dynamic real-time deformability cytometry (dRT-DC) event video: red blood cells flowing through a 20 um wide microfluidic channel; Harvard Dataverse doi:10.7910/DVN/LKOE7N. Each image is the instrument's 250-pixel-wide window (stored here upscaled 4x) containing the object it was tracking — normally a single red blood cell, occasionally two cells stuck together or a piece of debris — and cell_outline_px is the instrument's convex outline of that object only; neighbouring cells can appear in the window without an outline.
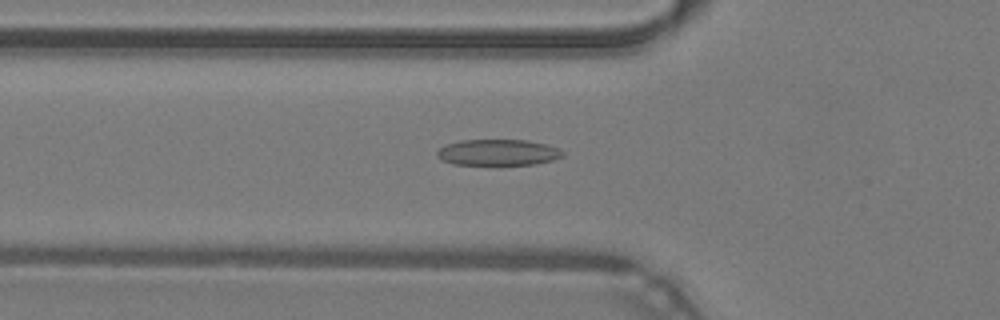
{"species": "common noctule bat (a hibernating species)", "species_latin": "Nyctalus noctula", "temperature_condition": "warm", "stored_images_in_passage": 31, "camera_frame_rate_fps": 3000, "um_per_image_px": 0.085, "animal": {"sex": "male", "body_mass_g": 19.2, "forearm_length_mm": 51.8}, "frame": {"image": 1, "passage_image": 3, "time_ms": 0.667, "image_size_px": [1000, 320], "cell_outline_px": [[564, 156], [552, 160], [536, 164], [452, 164], [436, 156], [436, 152], [444, 144], [460, 140], [524, 140], [544, 144], [560, 148], [564, 152]], "centroid_in_image_um": [42.32, 12.95], "position_along_channel_um": 83.5, "area_um2": 19.02}}
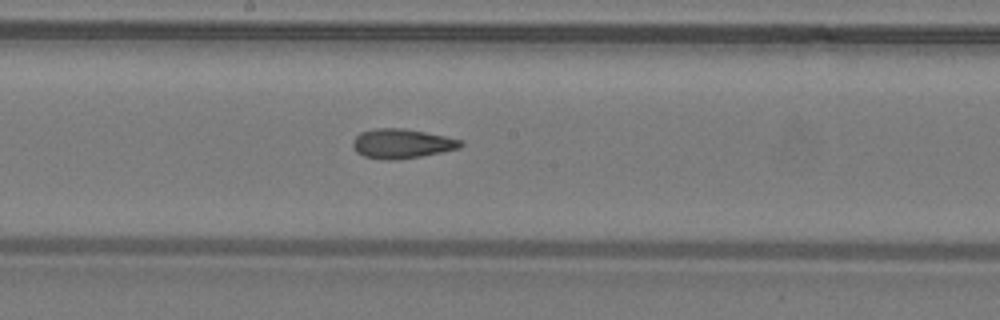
{"frame": {"image": 2, "passage_image": 12, "time_ms": 3.667, "image_size_px": [1000, 320], "cell_outline_px": [[464, 144], [460, 148], [420, 156], [396, 160], [384, 160], [364, 156], [356, 152], [352, 148], [352, 140], [360, 132], [376, 128], [404, 128], [464, 140]], "centroid_in_image_um": [34.13, 12.21], "position_along_channel_um": 214.1, "area_um2": 18.61}}
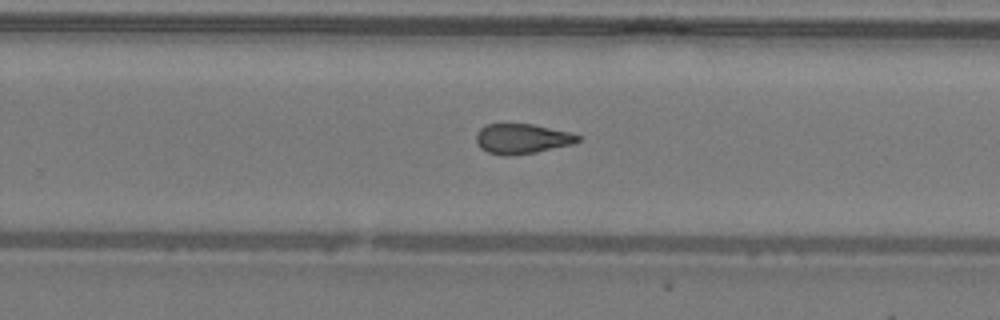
{"frame": {"image": 3, "passage_image": 17, "time_ms": 5.333, "image_size_px": [1000, 320], "cell_outline_px": [[580, 140], [572, 144], [536, 152], [512, 156], [508, 156], [488, 152], [480, 148], [476, 140], [476, 132], [484, 124], [532, 124], [572, 132], [580, 136]], "centroid_in_image_um": [44.36, 11.79], "position_along_channel_um": 285.4, "area_um2": 17.86}, "authors_computed_cell_mechanics": {"area_um2": 18.6116, "velocity_mm_per_s": 4.3208, "shape_relaxation_time_tau1_ms": null, "shape_relaxation_time_tau2_ms": 3.0327, "deformation_change_tau1": null, "deformation_change_tau2": 0.1091}}